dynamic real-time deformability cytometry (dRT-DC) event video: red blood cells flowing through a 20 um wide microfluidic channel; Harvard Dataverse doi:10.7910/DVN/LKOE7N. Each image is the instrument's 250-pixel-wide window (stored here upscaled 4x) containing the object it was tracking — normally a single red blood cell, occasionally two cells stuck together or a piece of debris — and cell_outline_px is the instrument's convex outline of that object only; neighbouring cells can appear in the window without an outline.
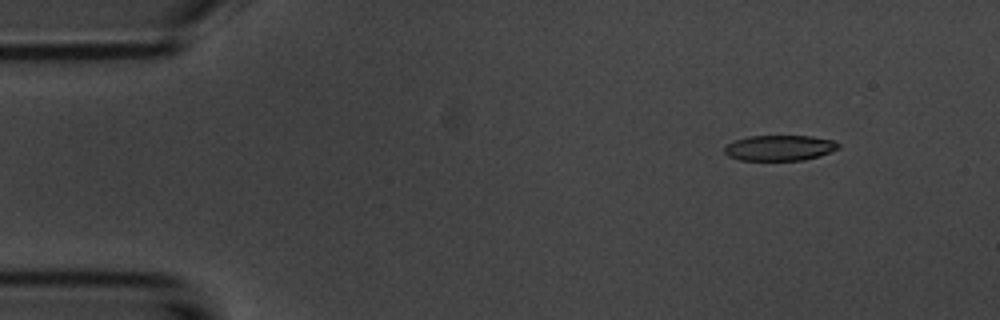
{"species": "common noctule bat (a hibernating species)", "species_latin": "Nyctalus noctula", "temperature_condition": "room temperature", "stored_images_in_passage": 6, "camera_frame_rate_fps": 3000, "um_per_image_px": 0.085, "animal": {"sex": "male", "body_mass_g": 20.1, "forearm_length_mm": 53.5}, "frame": {"image": 1, "passage_image": 2, "time_ms": 1.333, "image_size_px": [1000, 320], "cell_outline_px": [[840, 148], [820, 156], [804, 160], [740, 160], [728, 156], [724, 152], [724, 148], [728, 144], [736, 140], [748, 136], [812, 136], [832, 140], [840, 144]], "centroid_in_image_um": [66.28, 12.57], "position_along_channel_um": 18.7, "area_um2": 16.94}}
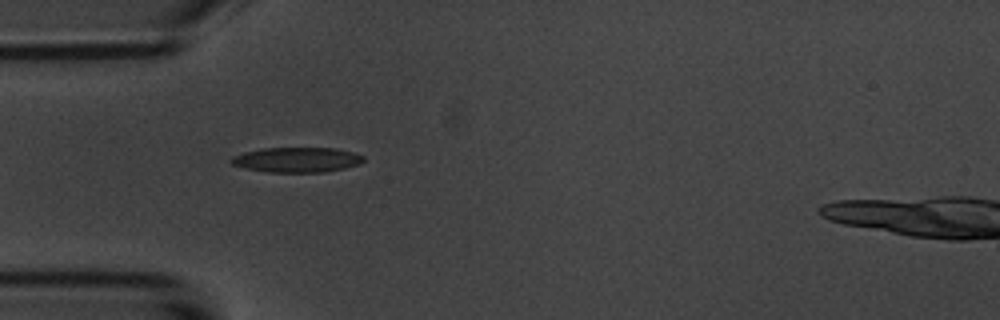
{"frame": {"image": 2, "passage_image": 5, "time_ms": 4.667, "image_size_px": [1000, 320], "cell_outline_px": [[364, 160], [360, 164], [344, 168], [324, 172], [268, 172], [244, 168], [232, 164], [228, 160], [232, 156], [244, 152], [264, 148], [336, 148], [352, 152], [364, 156]], "centroid_in_image_um": [25.22, 13.58], "position_along_channel_um": 59.8, "area_um2": 19.31}}